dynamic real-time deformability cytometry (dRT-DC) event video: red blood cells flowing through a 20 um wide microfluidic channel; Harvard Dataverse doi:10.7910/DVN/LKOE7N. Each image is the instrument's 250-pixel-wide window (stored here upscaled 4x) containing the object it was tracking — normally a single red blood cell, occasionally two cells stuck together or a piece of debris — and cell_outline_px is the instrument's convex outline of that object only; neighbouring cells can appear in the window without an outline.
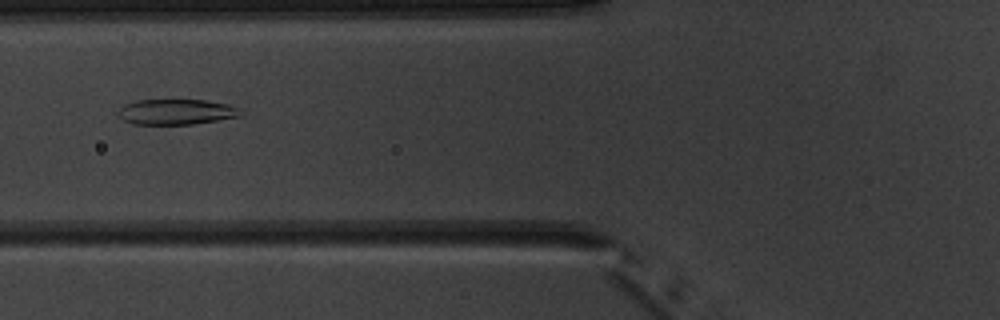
{"species": "common noctule bat (a hibernating species)", "species_latin": "Nyctalus noctula", "temperature_condition": "warm", "stored_images_in_passage": 7, "camera_frame_rate_fps": 3000, "um_per_image_px": 0.085, "animal": {"sex": "male", "body_mass_g": 20.1, "forearm_length_mm": 53.5}, "frame": {"image": 1, "passage_image": 6, "time_ms": 5.667, "image_size_px": [1000, 320], "cell_outline_px": [[240, 116], [192, 124], [132, 124], [124, 120], [120, 116], [120, 108], [124, 104], [136, 100], [204, 100], [228, 104], [240, 108]], "centroid_in_image_um": [14.98, 9.5], "position_along_channel_um": 110.8, "area_um2": 17.92}}